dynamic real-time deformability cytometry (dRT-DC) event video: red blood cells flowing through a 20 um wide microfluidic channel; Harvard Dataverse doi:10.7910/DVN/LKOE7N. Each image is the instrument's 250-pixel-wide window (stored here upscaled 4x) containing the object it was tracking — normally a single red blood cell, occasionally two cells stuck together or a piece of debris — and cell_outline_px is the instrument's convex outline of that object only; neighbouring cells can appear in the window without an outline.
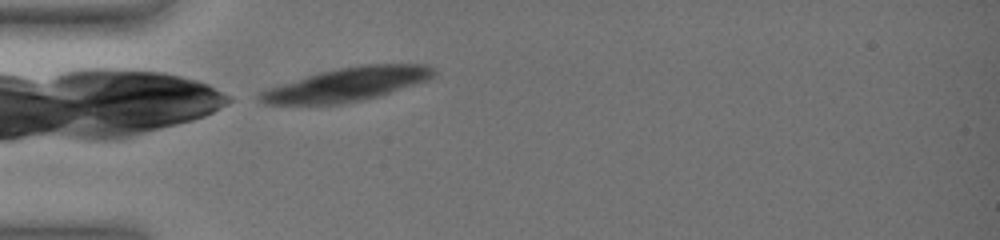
{"species": "common noctule bat (a hibernating species)", "species_latin": "Nyctalus noctula", "temperature_condition": "warm", "stored_images_in_passage": 4, "camera_frame_rate_fps": 3000, "um_per_image_px": 0.085, "animal": {"sex": "female", "body_mass_g": 19.0, "forearm_length_mm": 51.5}, "frame": {"image": 1, "passage_image": 1, "time_ms": 0.0, "image_size_px": [1000, 240], "cell_outline_px": [[436, 72], [428, 80], [380, 96], [364, 100], [340, 104], [264, 104], [256, 100], [256, 96], [260, 92], [268, 88], [320, 72], [340, 68], [364, 64], [428, 64]], "centroid_in_image_um": [29.5, 7.18], "position_along_channel_um": 55.5, "area_um2": 33.87}}